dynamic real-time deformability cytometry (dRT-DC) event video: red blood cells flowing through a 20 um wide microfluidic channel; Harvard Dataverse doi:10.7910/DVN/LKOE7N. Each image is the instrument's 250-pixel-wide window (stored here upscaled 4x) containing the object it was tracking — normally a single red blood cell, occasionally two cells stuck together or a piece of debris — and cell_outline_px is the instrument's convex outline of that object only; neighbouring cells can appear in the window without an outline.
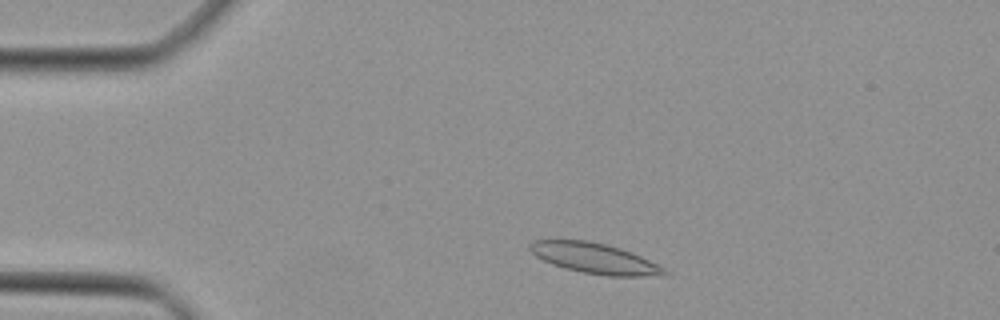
{"species": "Egyptian fruit bat (a non-hibernating species)", "species_latin": "Rousettus aegyptiacus", "temperature_condition": "cold", "stored_images_in_passage": 42, "camera_frame_rate_fps": 3000, "um_per_image_px": 0.085, "animal": {"sex": "female"}, "frame": {"image": 1, "passage_image": 5, "time_ms": 1.333, "image_size_px": [1000, 320], "cell_outline_px": [[672, 272], [644, 276], [608, 276], [580, 272], [564, 268], [552, 264], [536, 256], [528, 248], [528, 244], [536, 240], [588, 240], [608, 244], [620, 248], [640, 256]], "centroid_in_image_um": [50.5, 21.95], "position_along_channel_um": 34.5, "area_um2": 23.64}}
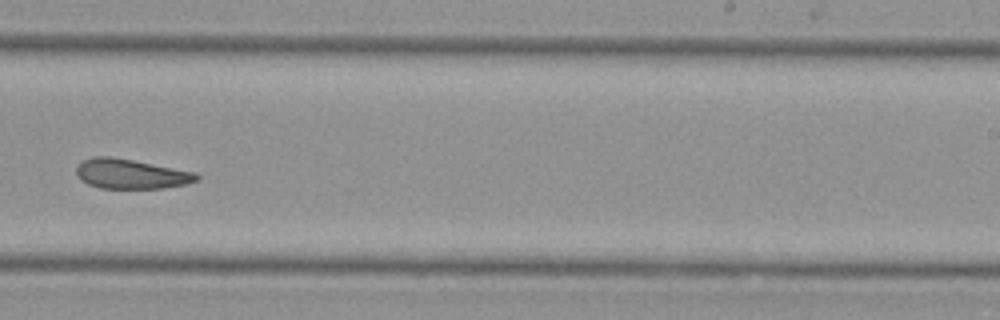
{"frame": {"image": 2, "passage_image": 25, "time_ms": 8.0, "image_size_px": [1000, 320], "cell_outline_px": [[200, 180], [188, 184], [164, 188], [100, 188], [88, 184], [76, 172], [76, 168], [84, 160], [92, 156], [112, 156], [196, 172], [200, 176]], "centroid_in_image_um": [11.2, 14.78], "position_along_channel_um": 277.8, "area_um2": 20.81}}
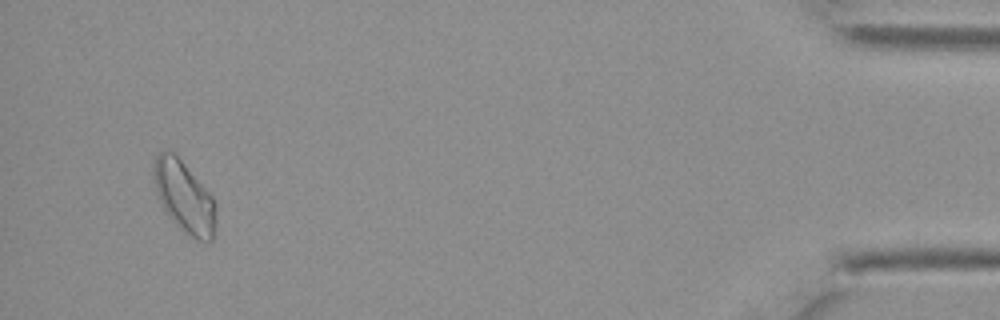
{"frame": {"image": 3, "passage_image": 40, "time_ms": 13.0, "image_size_px": [1000, 320], "cell_outline_px": [[216, 228], [212, 240], [208, 244], [188, 236], [168, 216], [160, 204], [156, 192], [152, 176], [152, 164], [156, 156], [160, 152], [172, 152], [184, 164], [212, 196], [216, 204]], "centroid_in_image_um": [15.66, 16.8], "position_along_channel_um": 419.5, "area_um2": 26.13}}